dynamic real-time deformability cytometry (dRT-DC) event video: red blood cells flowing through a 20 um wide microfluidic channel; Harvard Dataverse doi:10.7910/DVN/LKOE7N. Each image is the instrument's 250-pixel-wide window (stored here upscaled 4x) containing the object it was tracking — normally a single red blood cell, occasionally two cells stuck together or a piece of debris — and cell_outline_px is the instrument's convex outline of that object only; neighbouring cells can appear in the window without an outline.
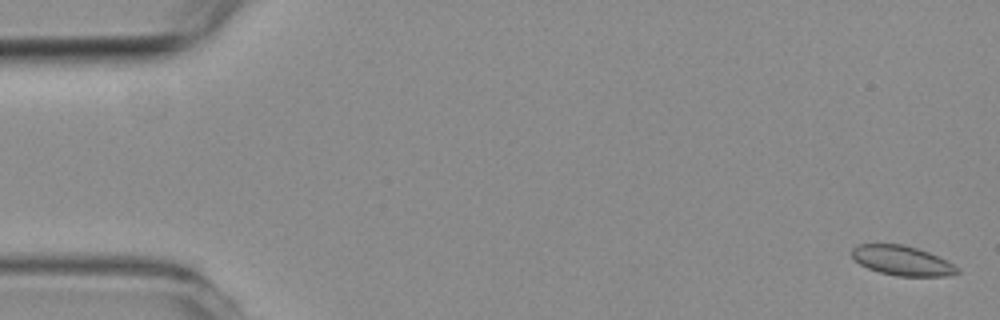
{"species": "common noctule bat (a hibernating species)", "species_latin": "Nyctalus noctula", "temperature_condition": "room temperature", "stored_images_in_passage": 7, "camera_frame_rate_fps": 3000, "um_per_image_px": 0.085, "animal": {"sex": "female", "body_mass_g": 19.3, "forearm_length_mm": 54.1}, "frame": {"image": 1, "passage_image": 1, "time_ms": 0.0, "image_size_px": [1000, 320], "cell_outline_px": [[960, 272], [948, 276], [896, 276], [880, 272], [868, 268], [860, 264], [852, 256], [852, 248], [856, 244], [904, 244], [928, 252], [960, 268]], "centroid_in_image_um": [76.67, 22.15], "position_along_channel_um": 8.3, "area_um2": 18.09}}
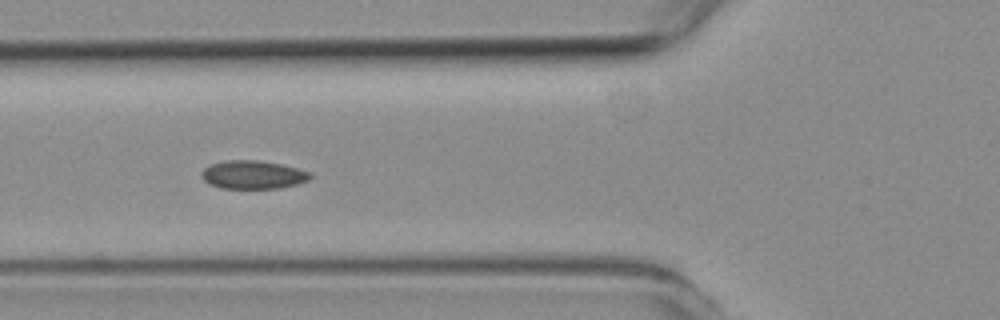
{"frame": {"image": 2, "passage_image": 5, "time_ms": 6.0, "image_size_px": [1000, 320], "cell_outline_px": [[312, 176], [308, 180], [296, 184], [280, 188], [220, 188], [208, 184], [200, 176], [200, 172], [208, 164], [224, 160], [256, 160], [280, 164], [296, 168], [308, 172]], "centroid_in_image_um": [21.42, 14.85], "position_along_channel_um": 104.4, "area_um2": 17.98}}
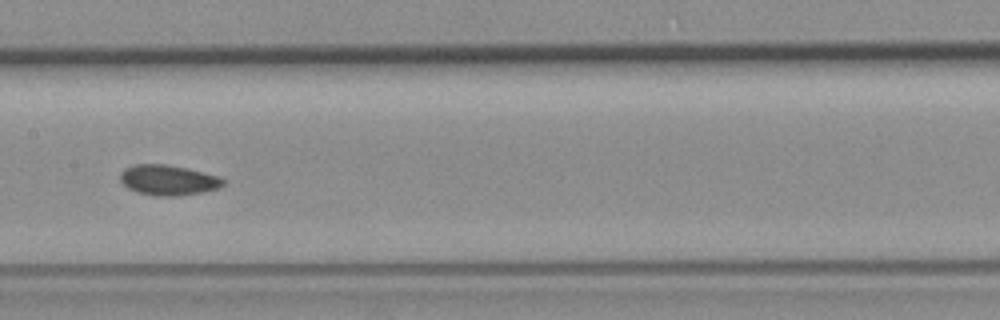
{"frame": {"image": 3, "passage_image": 7, "time_ms": 8.333, "image_size_px": [1000, 320], "cell_outline_px": [[224, 184], [220, 188], [204, 192], [180, 196], [156, 196], [136, 192], [128, 188], [120, 180], [120, 172], [124, 168], [132, 164], [164, 164], [188, 168], [220, 176], [224, 180]], "centroid_in_image_um": [14.31, 15.31], "position_along_channel_um": 193.1, "area_um2": 18.5}}